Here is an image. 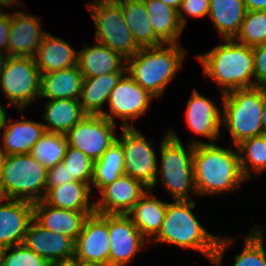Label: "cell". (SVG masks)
Returning a JSON list of instances; mask_svg holds the SVG:
<instances>
[{"instance_id": "1", "label": "cell", "mask_w": 266, "mask_h": 266, "mask_svg": "<svg viewBox=\"0 0 266 266\" xmlns=\"http://www.w3.org/2000/svg\"><path fill=\"white\" fill-rule=\"evenodd\" d=\"M195 205L192 200L168 203L161 229L151 241L200 251L213 265L221 266L224 251L234 241L207 232L192 213Z\"/></svg>"}, {"instance_id": "2", "label": "cell", "mask_w": 266, "mask_h": 266, "mask_svg": "<svg viewBox=\"0 0 266 266\" xmlns=\"http://www.w3.org/2000/svg\"><path fill=\"white\" fill-rule=\"evenodd\" d=\"M235 148L227 149L216 144L194 145L193 173L197 195L236 191L237 186L246 181Z\"/></svg>"}, {"instance_id": "3", "label": "cell", "mask_w": 266, "mask_h": 266, "mask_svg": "<svg viewBox=\"0 0 266 266\" xmlns=\"http://www.w3.org/2000/svg\"><path fill=\"white\" fill-rule=\"evenodd\" d=\"M204 67V75L221 85L222 94L254 87V56L252 47L233 39L196 56Z\"/></svg>"}, {"instance_id": "4", "label": "cell", "mask_w": 266, "mask_h": 266, "mask_svg": "<svg viewBox=\"0 0 266 266\" xmlns=\"http://www.w3.org/2000/svg\"><path fill=\"white\" fill-rule=\"evenodd\" d=\"M166 45L168 47H165ZM185 55L186 51L179 43L141 48L127 59V74L156 98L163 94L174 78Z\"/></svg>"}, {"instance_id": "5", "label": "cell", "mask_w": 266, "mask_h": 266, "mask_svg": "<svg viewBox=\"0 0 266 266\" xmlns=\"http://www.w3.org/2000/svg\"><path fill=\"white\" fill-rule=\"evenodd\" d=\"M221 123L233 138L234 147L262 135L264 91L261 86L242 88L222 94Z\"/></svg>"}, {"instance_id": "6", "label": "cell", "mask_w": 266, "mask_h": 266, "mask_svg": "<svg viewBox=\"0 0 266 266\" xmlns=\"http://www.w3.org/2000/svg\"><path fill=\"white\" fill-rule=\"evenodd\" d=\"M197 144L214 143L201 142L195 138L194 142L189 143L187 151L174 131L169 130L162 138L161 169L157 173H160L164 187L175 201L190 200L191 193L197 195L193 173V152Z\"/></svg>"}, {"instance_id": "7", "label": "cell", "mask_w": 266, "mask_h": 266, "mask_svg": "<svg viewBox=\"0 0 266 266\" xmlns=\"http://www.w3.org/2000/svg\"><path fill=\"white\" fill-rule=\"evenodd\" d=\"M0 184L11 199L39 202L46 194L47 169L30 154L6 155Z\"/></svg>"}, {"instance_id": "8", "label": "cell", "mask_w": 266, "mask_h": 266, "mask_svg": "<svg viewBox=\"0 0 266 266\" xmlns=\"http://www.w3.org/2000/svg\"><path fill=\"white\" fill-rule=\"evenodd\" d=\"M87 6L95 24V42L111 48L125 59L135 55L141 47L129 30L117 0H92Z\"/></svg>"}, {"instance_id": "9", "label": "cell", "mask_w": 266, "mask_h": 266, "mask_svg": "<svg viewBox=\"0 0 266 266\" xmlns=\"http://www.w3.org/2000/svg\"><path fill=\"white\" fill-rule=\"evenodd\" d=\"M41 74L32 57L5 56L0 70V90L21 113L40 95Z\"/></svg>"}, {"instance_id": "10", "label": "cell", "mask_w": 266, "mask_h": 266, "mask_svg": "<svg viewBox=\"0 0 266 266\" xmlns=\"http://www.w3.org/2000/svg\"><path fill=\"white\" fill-rule=\"evenodd\" d=\"M124 156V174L151 189L157 184V156L151 142L134 127L122 128L121 139Z\"/></svg>"}, {"instance_id": "11", "label": "cell", "mask_w": 266, "mask_h": 266, "mask_svg": "<svg viewBox=\"0 0 266 266\" xmlns=\"http://www.w3.org/2000/svg\"><path fill=\"white\" fill-rule=\"evenodd\" d=\"M116 125L103 115H86L65 134L68 146L79 149L93 162L99 160L117 140Z\"/></svg>"}, {"instance_id": "12", "label": "cell", "mask_w": 266, "mask_h": 266, "mask_svg": "<svg viewBox=\"0 0 266 266\" xmlns=\"http://www.w3.org/2000/svg\"><path fill=\"white\" fill-rule=\"evenodd\" d=\"M153 98L126 72L111 91L108 99L110 111H104L103 116L112 123H115L114 116H118L123 121L122 128L133 127L128 121L145 114Z\"/></svg>"}, {"instance_id": "13", "label": "cell", "mask_w": 266, "mask_h": 266, "mask_svg": "<svg viewBox=\"0 0 266 266\" xmlns=\"http://www.w3.org/2000/svg\"><path fill=\"white\" fill-rule=\"evenodd\" d=\"M110 238L108 214L88 215L74 243L77 262L109 265Z\"/></svg>"}, {"instance_id": "14", "label": "cell", "mask_w": 266, "mask_h": 266, "mask_svg": "<svg viewBox=\"0 0 266 266\" xmlns=\"http://www.w3.org/2000/svg\"><path fill=\"white\" fill-rule=\"evenodd\" d=\"M110 266H125L145 245L146 238L127 214H108Z\"/></svg>"}, {"instance_id": "15", "label": "cell", "mask_w": 266, "mask_h": 266, "mask_svg": "<svg viewBox=\"0 0 266 266\" xmlns=\"http://www.w3.org/2000/svg\"><path fill=\"white\" fill-rule=\"evenodd\" d=\"M147 190L134 178L121 175L100 190L102 197L94 201L95 211L99 214H127Z\"/></svg>"}, {"instance_id": "16", "label": "cell", "mask_w": 266, "mask_h": 266, "mask_svg": "<svg viewBox=\"0 0 266 266\" xmlns=\"http://www.w3.org/2000/svg\"><path fill=\"white\" fill-rule=\"evenodd\" d=\"M39 18L24 12L11 15L8 56L34 58L46 31Z\"/></svg>"}, {"instance_id": "17", "label": "cell", "mask_w": 266, "mask_h": 266, "mask_svg": "<svg viewBox=\"0 0 266 266\" xmlns=\"http://www.w3.org/2000/svg\"><path fill=\"white\" fill-rule=\"evenodd\" d=\"M74 243L71 237L45 229L34 219L23 240L26 247L47 261L74 258Z\"/></svg>"}, {"instance_id": "18", "label": "cell", "mask_w": 266, "mask_h": 266, "mask_svg": "<svg viewBox=\"0 0 266 266\" xmlns=\"http://www.w3.org/2000/svg\"><path fill=\"white\" fill-rule=\"evenodd\" d=\"M33 220V203L10 199L0 206V246L7 248L22 244Z\"/></svg>"}, {"instance_id": "19", "label": "cell", "mask_w": 266, "mask_h": 266, "mask_svg": "<svg viewBox=\"0 0 266 266\" xmlns=\"http://www.w3.org/2000/svg\"><path fill=\"white\" fill-rule=\"evenodd\" d=\"M186 122L196 134L216 141L220 136L222 115L217 106L197 90H193L187 101Z\"/></svg>"}, {"instance_id": "20", "label": "cell", "mask_w": 266, "mask_h": 266, "mask_svg": "<svg viewBox=\"0 0 266 266\" xmlns=\"http://www.w3.org/2000/svg\"><path fill=\"white\" fill-rule=\"evenodd\" d=\"M78 67L84 78L112 72H127V59L111 48L95 42L78 51Z\"/></svg>"}, {"instance_id": "21", "label": "cell", "mask_w": 266, "mask_h": 266, "mask_svg": "<svg viewBox=\"0 0 266 266\" xmlns=\"http://www.w3.org/2000/svg\"><path fill=\"white\" fill-rule=\"evenodd\" d=\"M87 215L46 204L43 200L33 203V219L45 229L67 235L74 241L82 230Z\"/></svg>"}, {"instance_id": "22", "label": "cell", "mask_w": 266, "mask_h": 266, "mask_svg": "<svg viewBox=\"0 0 266 266\" xmlns=\"http://www.w3.org/2000/svg\"><path fill=\"white\" fill-rule=\"evenodd\" d=\"M40 74L72 68L78 65V51L62 38L46 32L34 56Z\"/></svg>"}, {"instance_id": "23", "label": "cell", "mask_w": 266, "mask_h": 266, "mask_svg": "<svg viewBox=\"0 0 266 266\" xmlns=\"http://www.w3.org/2000/svg\"><path fill=\"white\" fill-rule=\"evenodd\" d=\"M91 185L72 181L49 189L43 201L55 208L84 212L87 216L96 212L94 202L90 204Z\"/></svg>"}, {"instance_id": "24", "label": "cell", "mask_w": 266, "mask_h": 266, "mask_svg": "<svg viewBox=\"0 0 266 266\" xmlns=\"http://www.w3.org/2000/svg\"><path fill=\"white\" fill-rule=\"evenodd\" d=\"M83 75L78 65L55 72L41 74L39 97L55 99H76L81 95Z\"/></svg>"}, {"instance_id": "25", "label": "cell", "mask_w": 266, "mask_h": 266, "mask_svg": "<svg viewBox=\"0 0 266 266\" xmlns=\"http://www.w3.org/2000/svg\"><path fill=\"white\" fill-rule=\"evenodd\" d=\"M7 117L4 123L3 148L6 155L30 154L32 147L46 132L43 123L32 120H21L12 122ZM11 122V123H9Z\"/></svg>"}, {"instance_id": "26", "label": "cell", "mask_w": 266, "mask_h": 266, "mask_svg": "<svg viewBox=\"0 0 266 266\" xmlns=\"http://www.w3.org/2000/svg\"><path fill=\"white\" fill-rule=\"evenodd\" d=\"M152 189H148L127 213L134 225L147 239L149 236L155 237L162 226L165 213L167 210V202L157 200L152 194ZM148 193V194H147Z\"/></svg>"}, {"instance_id": "27", "label": "cell", "mask_w": 266, "mask_h": 266, "mask_svg": "<svg viewBox=\"0 0 266 266\" xmlns=\"http://www.w3.org/2000/svg\"><path fill=\"white\" fill-rule=\"evenodd\" d=\"M126 72H112L93 78H84L79 102L87 115H103L111 91Z\"/></svg>"}, {"instance_id": "28", "label": "cell", "mask_w": 266, "mask_h": 266, "mask_svg": "<svg viewBox=\"0 0 266 266\" xmlns=\"http://www.w3.org/2000/svg\"><path fill=\"white\" fill-rule=\"evenodd\" d=\"M136 43L141 48L164 44L154 33L144 0H117Z\"/></svg>"}, {"instance_id": "29", "label": "cell", "mask_w": 266, "mask_h": 266, "mask_svg": "<svg viewBox=\"0 0 266 266\" xmlns=\"http://www.w3.org/2000/svg\"><path fill=\"white\" fill-rule=\"evenodd\" d=\"M45 104L43 126L47 132L66 134L87 114L83 111L79 100L55 99Z\"/></svg>"}, {"instance_id": "30", "label": "cell", "mask_w": 266, "mask_h": 266, "mask_svg": "<svg viewBox=\"0 0 266 266\" xmlns=\"http://www.w3.org/2000/svg\"><path fill=\"white\" fill-rule=\"evenodd\" d=\"M245 13L243 0H210L208 17L224 40L236 37Z\"/></svg>"}, {"instance_id": "31", "label": "cell", "mask_w": 266, "mask_h": 266, "mask_svg": "<svg viewBox=\"0 0 266 266\" xmlns=\"http://www.w3.org/2000/svg\"><path fill=\"white\" fill-rule=\"evenodd\" d=\"M146 11L155 35L165 44L179 43L184 27L178 18V11L159 0H144Z\"/></svg>"}, {"instance_id": "32", "label": "cell", "mask_w": 266, "mask_h": 266, "mask_svg": "<svg viewBox=\"0 0 266 266\" xmlns=\"http://www.w3.org/2000/svg\"><path fill=\"white\" fill-rule=\"evenodd\" d=\"M121 175H124L123 148L116 140L99 160L94 161L92 184L101 190Z\"/></svg>"}, {"instance_id": "33", "label": "cell", "mask_w": 266, "mask_h": 266, "mask_svg": "<svg viewBox=\"0 0 266 266\" xmlns=\"http://www.w3.org/2000/svg\"><path fill=\"white\" fill-rule=\"evenodd\" d=\"M240 168L246 180H250L252 168L257 174L266 171V135H258L242 141L237 146Z\"/></svg>"}, {"instance_id": "34", "label": "cell", "mask_w": 266, "mask_h": 266, "mask_svg": "<svg viewBox=\"0 0 266 266\" xmlns=\"http://www.w3.org/2000/svg\"><path fill=\"white\" fill-rule=\"evenodd\" d=\"M67 146L65 134L46 131L32 147L30 155L48 170L63 161Z\"/></svg>"}, {"instance_id": "35", "label": "cell", "mask_w": 266, "mask_h": 266, "mask_svg": "<svg viewBox=\"0 0 266 266\" xmlns=\"http://www.w3.org/2000/svg\"><path fill=\"white\" fill-rule=\"evenodd\" d=\"M234 41L255 47L266 43V11H246Z\"/></svg>"}, {"instance_id": "36", "label": "cell", "mask_w": 266, "mask_h": 266, "mask_svg": "<svg viewBox=\"0 0 266 266\" xmlns=\"http://www.w3.org/2000/svg\"><path fill=\"white\" fill-rule=\"evenodd\" d=\"M255 228V229H254ZM244 238L241 254H236L233 266H266V252L263 247L264 231L254 227Z\"/></svg>"}, {"instance_id": "37", "label": "cell", "mask_w": 266, "mask_h": 266, "mask_svg": "<svg viewBox=\"0 0 266 266\" xmlns=\"http://www.w3.org/2000/svg\"><path fill=\"white\" fill-rule=\"evenodd\" d=\"M62 163L75 181L92 183L94 162L79 149L67 146Z\"/></svg>"}, {"instance_id": "38", "label": "cell", "mask_w": 266, "mask_h": 266, "mask_svg": "<svg viewBox=\"0 0 266 266\" xmlns=\"http://www.w3.org/2000/svg\"><path fill=\"white\" fill-rule=\"evenodd\" d=\"M8 252L9 254H7ZM47 263L46 259L23 243L7 247L3 252L2 266H46Z\"/></svg>"}, {"instance_id": "39", "label": "cell", "mask_w": 266, "mask_h": 266, "mask_svg": "<svg viewBox=\"0 0 266 266\" xmlns=\"http://www.w3.org/2000/svg\"><path fill=\"white\" fill-rule=\"evenodd\" d=\"M210 0H183L178 11V18L183 27H185L186 19L182 12L192 17L208 16Z\"/></svg>"}, {"instance_id": "40", "label": "cell", "mask_w": 266, "mask_h": 266, "mask_svg": "<svg viewBox=\"0 0 266 266\" xmlns=\"http://www.w3.org/2000/svg\"><path fill=\"white\" fill-rule=\"evenodd\" d=\"M254 56V86L266 82V43L252 48Z\"/></svg>"}, {"instance_id": "41", "label": "cell", "mask_w": 266, "mask_h": 266, "mask_svg": "<svg viewBox=\"0 0 266 266\" xmlns=\"http://www.w3.org/2000/svg\"><path fill=\"white\" fill-rule=\"evenodd\" d=\"M75 181L74 178H70V173L65 165L61 162L55 165L53 168L47 170V184L46 192L59 185L67 184Z\"/></svg>"}, {"instance_id": "42", "label": "cell", "mask_w": 266, "mask_h": 266, "mask_svg": "<svg viewBox=\"0 0 266 266\" xmlns=\"http://www.w3.org/2000/svg\"><path fill=\"white\" fill-rule=\"evenodd\" d=\"M10 23H11V14H8L6 12L3 13L0 16V53H2L5 56H8Z\"/></svg>"}, {"instance_id": "43", "label": "cell", "mask_w": 266, "mask_h": 266, "mask_svg": "<svg viewBox=\"0 0 266 266\" xmlns=\"http://www.w3.org/2000/svg\"><path fill=\"white\" fill-rule=\"evenodd\" d=\"M246 11H266V0H243Z\"/></svg>"}, {"instance_id": "44", "label": "cell", "mask_w": 266, "mask_h": 266, "mask_svg": "<svg viewBox=\"0 0 266 266\" xmlns=\"http://www.w3.org/2000/svg\"><path fill=\"white\" fill-rule=\"evenodd\" d=\"M46 266H77L75 258L48 261Z\"/></svg>"}, {"instance_id": "45", "label": "cell", "mask_w": 266, "mask_h": 266, "mask_svg": "<svg viewBox=\"0 0 266 266\" xmlns=\"http://www.w3.org/2000/svg\"><path fill=\"white\" fill-rule=\"evenodd\" d=\"M159 1H161L163 4L169 6L173 9L179 11L183 0H159Z\"/></svg>"}, {"instance_id": "46", "label": "cell", "mask_w": 266, "mask_h": 266, "mask_svg": "<svg viewBox=\"0 0 266 266\" xmlns=\"http://www.w3.org/2000/svg\"><path fill=\"white\" fill-rule=\"evenodd\" d=\"M262 135H266V94L264 93V103L262 109Z\"/></svg>"}, {"instance_id": "47", "label": "cell", "mask_w": 266, "mask_h": 266, "mask_svg": "<svg viewBox=\"0 0 266 266\" xmlns=\"http://www.w3.org/2000/svg\"><path fill=\"white\" fill-rule=\"evenodd\" d=\"M11 198L7 194L5 188L0 184V206L6 204L7 202L4 201H9ZM4 202V203H3ZM2 203V204H1Z\"/></svg>"}, {"instance_id": "48", "label": "cell", "mask_w": 266, "mask_h": 266, "mask_svg": "<svg viewBox=\"0 0 266 266\" xmlns=\"http://www.w3.org/2000/svg\"><path fill=\"white\" fill-rule=\"evenodd\" d=\"M6 111H5V109H4V106H2L1 104H0V132H2L1 130L3 129V127H4V123H5V119H6ZM1 137V136H0ZM0 140H1V138H0Z\"/></svg>"}, {"instance_id": "49", "label": "cell", "mask_w": 266, "mask_h": 266, "mask_svg": "<svg viewBox=\"0 0 266 266\" xmlns=\"http://www.w3.org/2000/svg\"><path fill=\"white\" fill-rule=\"evenodd\" d=\"M17 2L19 4V0H0V5L10 7L14 6L13 4H17ZM0 10H2L1 7Z\"/></svg>"}, {"instance_id": "50", "label": "cell", "mask_w": 266, "mask_h": 266, "mask_svg": "<svg viewBox=\"0 0 266 266\" xmlns=\"http://www.w3.org/2000/svg\"><path fill=\"white\" fill-rule=\"evenodd\" d=\"M5 158H6L5 152L2 149H0V180H1Z\"/></svg>"}, {"instance_id": "51", "label": "cell", "mask_w": 266, "mask_h": 266, "mask_svg": "<svg viewBox=\"0 0 266 266\" xmlns=\"http://www.w3.org/2000/svg\"><path fill=\"white\" fill-rule=\"evenodd\" d=\"M77 266H110V265L96 264V263H83V262H77Z\"/></svg>"}, {"instance_id": "52", "label": "cell", "mask_w": 266, "mask_h": 266, "mask_svg": "<svg viewBox=\"0 0 266 266\" xmlns=\"http://www.w3.org/2000/svg\"><path fill=\"white\" fill-rule=\"evenodd\" d=\"M4 247L0 246V266H2Z\"/></svg>"}, {"instance_id": "53", "label": "cell", "mask_w": 266, "mask_h": 266, "mask_svg": "<svg viewBox=\"0 0 266 266\" xmlns=\"http://www.w3.org/2000/svg\"><path fill=\"white\" fill-rule=\"evenodd\" d=\"M4 58H5V55H3L2 53H0V70H1V66H2V63H3Z\"/></svg>"}, {"instance_id": "54", "label": "cell", "mask_w": 266, "mask_h": 266, "mask_svg": "<svg viewBox=\"0 0 266 266\" xmlns=\"http://www.w3.org/2000/svg\"><path fill=\"white\" fill-rule=\"evenodd\" d=\"M261 88L263 89L264 93L266 94V82L261 85Z\"/></svg>"}, {"instance_id": "55", "label": "cell", "mask_w": 266, "mask_h": 266, "mask_svg": "<svg viewBox=\"0 0 266 266\" xmlns=\"http://www.w3.org/2000/svg\"><path fill=\"white\" fill-rule=\"evenodd\" d=\"M4 13V11L0 10V16Z\"/></svg>"}]
</instances>
